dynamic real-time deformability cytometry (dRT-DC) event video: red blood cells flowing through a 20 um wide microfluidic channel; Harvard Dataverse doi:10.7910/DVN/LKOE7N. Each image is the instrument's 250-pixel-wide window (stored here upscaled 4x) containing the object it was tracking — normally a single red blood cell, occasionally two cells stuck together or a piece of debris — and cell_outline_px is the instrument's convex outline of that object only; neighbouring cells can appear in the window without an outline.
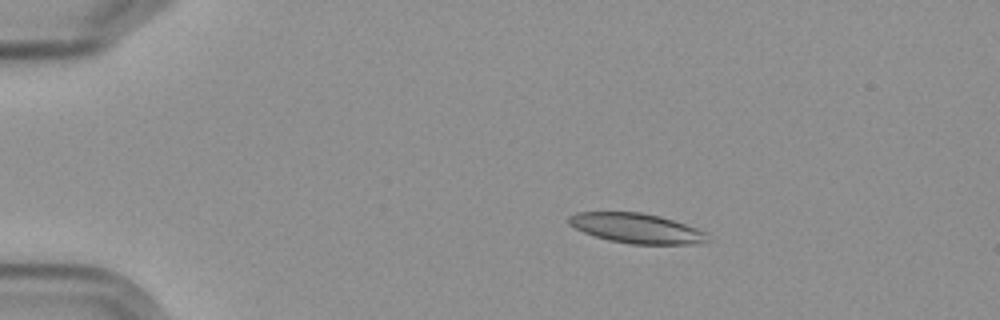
{"species": "Egyptian fruit bat (a non-hibernating species)", "species_latin": "Rousettus aegyptiacus", "temperature_condition": "cold", "stored_images_in_passage": 5, "segment_of_instrument_passage": [1, 2], "camera_frame_rate_fps": 3000, "um_per_image_px": 0.085, "frame": {"image": 1, "passage_image": 2, "time_ms": 1.333, "image_size_px": [1000, 320], "cell_outline_px": [[708, 232], [704, 240], [700, 244], [632, 244], [608, 240], [584, 232], [568, 224], [568, 216], [576, 212], [640, 212], [660, 216]], "centroid_in_image_um": [54.07, 19.4], "position_along_channel_um": 30.9, "area_um2": 23.93}}